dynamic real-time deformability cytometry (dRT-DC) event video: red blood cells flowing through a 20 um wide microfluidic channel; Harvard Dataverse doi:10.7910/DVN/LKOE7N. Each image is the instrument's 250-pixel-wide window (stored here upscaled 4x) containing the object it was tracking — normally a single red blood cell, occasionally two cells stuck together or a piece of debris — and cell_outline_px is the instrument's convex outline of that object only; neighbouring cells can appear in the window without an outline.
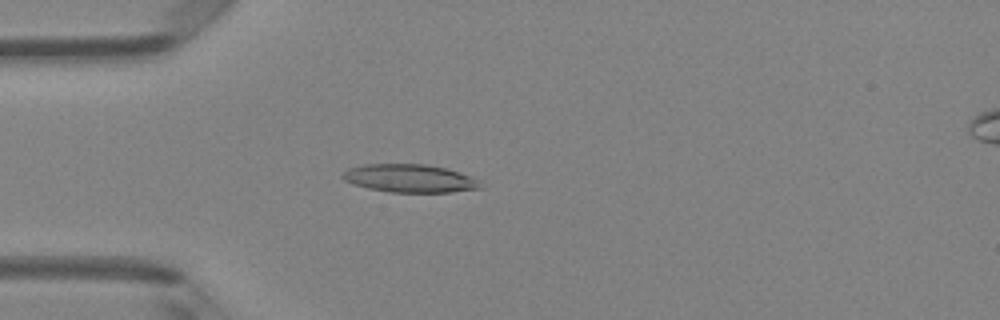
{"species": "Egyptian fruit bat (a non-hibernating species)", "species_latin": "Rousettus aegyptiacus", "temperature_condition": "room temperature", "stored_images_in_passage": 4, "camera_frame_rate_fps": 3000, "um_per_image_px": 0.085, "animal": {"sex": "female"}, "frame": {"image": 1, "passage_image": 4, "time_ms": 1.0, "image_size_px": [1000, 320], "cell_outline_px": [[484, 188], [452, 192], [388, 192], [368, 188], [344, 180], [344, 172], [348, 168], [364, 164], [424, 164], [444, 168], [480, 180]], "centroid_in_image_um": [34.86, 15.17], "position_along_channel_um": 50.1, "area_um2": 22.31}}